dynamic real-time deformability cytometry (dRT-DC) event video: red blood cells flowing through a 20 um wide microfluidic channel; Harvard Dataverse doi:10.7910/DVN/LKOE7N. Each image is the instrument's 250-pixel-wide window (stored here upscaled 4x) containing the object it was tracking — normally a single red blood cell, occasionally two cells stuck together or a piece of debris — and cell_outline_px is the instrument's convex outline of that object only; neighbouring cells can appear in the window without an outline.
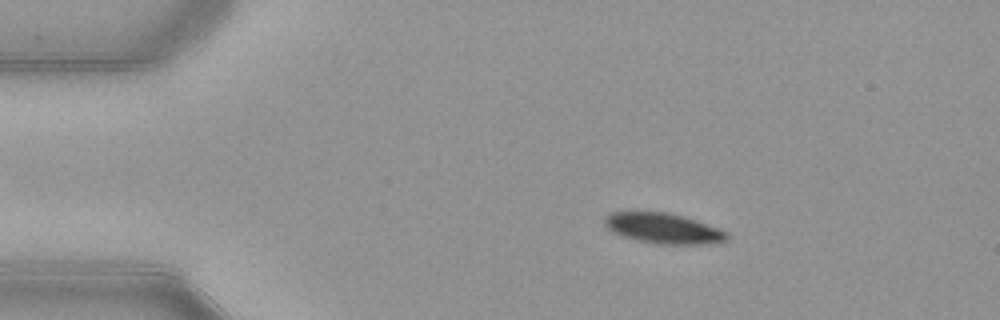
{"species": "common noctule bat (a hibernating species)", "species_latin": "Nyctalus noctula", "temperature_condition": "warm", "stored_images_in_passage": 48, "camera_frame_rate_fps": 3000, "um_per_image_px": 0.085, "animal": {"sex": "female", "body_mass_g": 21.9}, "frame": {"image": 1, "passage_image": 5, "time_ms": 1.333, "image_size_px": [1000, 320], "cell_outline_px": [[728, 240], [720, 244], [656, 244], [636, 240], [612, 232], [604, 224], [604, 216], [608, 212], [628, 208], [668, 212], [684, 216], [720, 228], [728, 232]], "centroid_in_image_um": [56.33, 19.36], "position_along_channel_um": 28.7, "area_um2": 22.89}}
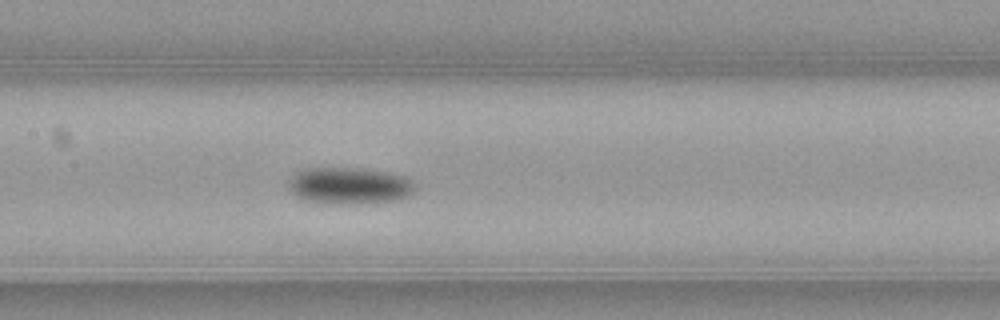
{"frame": {"image": 2, "passage_image": 21, "time_ms": 6.667, "image_size_px": [1000, 320], "cell_outline_px": [[420, 188], [408, 196], [392, 200], [356, 204], [340, 204], [308, 200], [296, 196], [288, 188], [288, 180], [296, 172], [304, 168], [364, 168], [388, 172], [404, 176], [412, 180]], "centroid_in_image_um": [29.73, 15.77], "position_along_channel_um": 177.7, "area_um2": 27.28}}
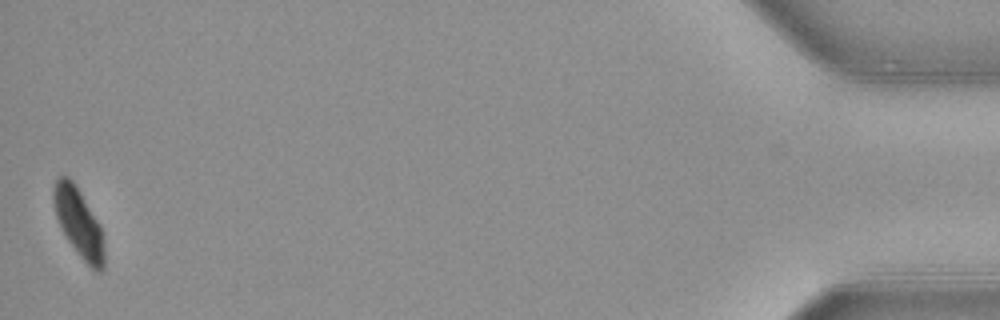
{"frame": {"image": 3, "passage_image": 48, "time_ms": 15.667, "image_size_px": [1000, 320], "cell_outline_px": [[104, 268], [100, 272], [96, 272], [76, 252], [68, 240], [56, 216], [52, 200], [52, 188], [56, 180], [60, 176], [68, 176], [72, 180], [100, 224], [104, 240]], "centroid_in_image_um": [6.69, 18.93], "position_along_channel_um": 428.5, "area_um2": 20.17}, "authors_computed_cell_mechanics": {"area_um2": 24.276, "velocity_mm_per_s": 3.889, "shape_relaxation_time_tau1_ms": 2.7781, "shape_relaxation_time_tau2_ms": null, "deformation_change_tau1": 0.1208, "deformation_change_tau2": null}}